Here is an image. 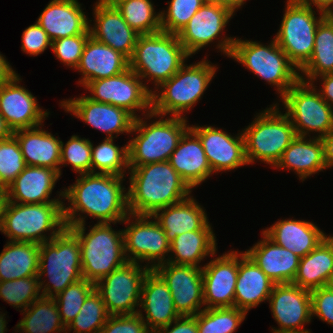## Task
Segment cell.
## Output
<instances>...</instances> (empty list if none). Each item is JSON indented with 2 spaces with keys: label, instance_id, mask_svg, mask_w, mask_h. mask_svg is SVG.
Returning a JSON list of instances; mask_svg holds the SVG:
<instances>
[{
  "label": "cell",
  "instance_id": "53",
  "mask_svg": "<svg viewBox=\"0 0 333 333\" xmlns=\"http://www.w3.org/2000/svg\"><path fill=\"white\" fill-rule=\"evenodd\" d=\"M151 333H198L196 315L180 316L168 326L152 331Z\"/></svg>",
  "mask_w": 333,
  "mask_h": 333
},
{
  "label": "cell",
  "instance_id": "35",
  "mask_svg": "<svg viewBox=\"0 0 333 333\" xmlns=\"http://www.w3.org/2000/svg\"><path fill=\"white\" fill-rule=\"evenodd\" d=\"M333 282V236L329 235L320 244L300 258L293 284L307 290L331 285Z\"/></svg>",
  "mask_w": 333,
  "mask_h": 333
},
{
  "label": "cell",
  "instance_id": "26",
  "mask_svg": "<svg viewBox=\"0 0 333 333\" xmlns=\"http://www.w3.org/2000/svg\"><path fill=\"white\" fill-rule=\"evenodd\" d=\"M78 0H51L36 21L51 41L84 34L89 22Z\"/></svg>",
  "mask_w": 333,
  "mask_h": 333
},
{
  "label": "cell",
  "instance_id": "37",
  "mask_svg": "<svg viewBox=\"0 0 333 333\" xmlns=\"http://www.w3.org/2000/svg\"><path fill=\"white\" fill-rule=\"evenodd\" d=\"M215 238L213 230H196L182 233L170 242V252L174 256H168L166 260L176 265L198 267L206 256H215L217 250Z\"/></svg>",
  "mask_w": 333,
  "mask_h": 333
},
{
  "label": "cell",
  "instance_id": "4",
  "mask_svg": "<svg viewBox=\"0 0 333 333\" xmlns=\"http://www.w3.org/2000/svg\"><path fill=\"white\" fill-rule=\"evenodd\" d=\"M209 62L204 58L196 64H184L170 79L152 91V112L144 114L145 119L160 115L165 117L167 114L183 117V112L190 111L216 74L218 67Z\"/></svg>",
  "mask_w": 333,
  "mask_h": 333
},
{
  "label": "cell",
  "instance_id": "43",
  "mask_svg": "<svg viewBox=\"0 0 333 333\" xmlns=\"http://www.w3.org/2000/svg\"><path fill=\"white\" fill-rule=\"evenodd\" d=\"M105 303L94 289L85 299L78 315L66 328V332L100 333L109 317Z\"/></svg>",
  "mask_w": 333,
  "mask_h": 333
},
{
  "label": "cell",
  "instance_id": "7",
  "mask_svg": "<svg viewBox=\"0 0 333 333\" xmlns=\"http://www.w3.org/2000/svg\"><path fill=\"white\" fill-rule=\"evenodd\" d=\"M44 275L50 279L46 284L45 280L40 281ZM38 278L41 296L51 298L83 279L80 242L68 227L50 241L40 244Z\"/></svg>",
  "mask_w": 333,
  "mask_h": 333
},
{
  "label": "cell",
  "instance_id": "20",
  "mask_svg": "<svg viewBox=\"0 0 333 333\" xmlns=\"http://www.w3.org/2000/svg\"><path fill=\"white\" fill-rule=\"evenodd\" d=\"M202 275L204 308L234 307L238 251L233 250L211 260L202 267Z\"/></svg>",
  "mask_w": 333,
  "mask_h": 333
},
{
  "label": "cell",
  "instance_id": "27",
  "mask_svg": "<svg viewBox=\"0 0 333 333\" xmlns=\"http://www.w3.org/2000/svg\"><path fill=\"white\" fill-rule=\"evenodd\" d=\"M263 239L245 253L275 283H293L300 257L292 251L277 245L263 231Z\"/></svg>",
  "mask_w": 333,
  "mask_h": 333
},
{
  "label": "cell",
  "instance_id": "54",
  "mask_svg": "<svg viewBox=\"0 0 333 333\" xmlns=\"http://www.w3.org/2000/svg\"><path fill=\"white\" fill-rule=\"evenodd\" d=\"M321 77V78H320ZM322 79V88L318 91L321 94V97L330 105L333 109V73H327L317 77Z\"/></svg>",
  "mask_w": 333,
  "mask_h": 333
},
{
  "label": "cell",
  "instance_id": "2",
  "mask_svg": "<svg viewBox=\"0 0 333 333\" xmlns=\"http://www.w3.org/2000/svg\"><path fill=\"white\" fill-rule=\"evenodd\" d=\"M128 172L127 205L132 214L153 215L188 198L192 192L169 161L129 167Z\"/></svg>",
  "mask_w": 333,
  "mask_h": 333
},
{
  "label": "cell",
  "instance_id": "22",
  "mask_svg": "<svg viewBox=\"0 0 333 333\" xmlns=\"http://www.w3.org/2000/svg\"><path fill=\"white\" fill-rule=\"evenodd\" d=\"M233 15L226 7L205 2L177 34L187 54H196L201 48L219 39Z\"/></svg>",
  "mask_w": 333,
  "mask_h": 333
},
{
  "label": "cell",
  "instance_id": "34",
  "mask_svg": "<svg viewBox=\"0 0 333 333\" xmlns=\"http://www.w3.org/2000/svg\"><path fill=\"white\" fill-rule=\"evenodd\" d=\"M313 137L307 139L303 136H296L274 168L293 170L302 181L318 171L327 169L323 142L321 138Z\"/></svg>",
  "mask_w": 333,
  "mask_h": 333
},
{
  "label": "cell",
  "instance_id": "49",
  "mask_svg": "<svg viewBox=\"0 0 333 333\" xmlns=\"http://www.w3.org/2000/svg\"><path fill=\"white\" fill-rule=\"evenodd\" d=\"M89 36L88 29L84 34L53 40L51 49L58 60L69 68L76 69Z\"/></svg>",
  "mask_w": 333,
  "mask_h": 333
},
{
  "label": "cell",
  "instance_id": "57",
  "mask_svg": "<svg viewBox=\"0 0 333 333\" xmlns=\"http://www.w3.org/2000/svg\"><path fill=\"white\" fill-rule=\"evenodd\" d=\"M16 72L13 70L12 66L5 59V57L0 53V85L8 82Z\"/></svg>",
  "mask_w": 333,
  "mask_h": 333
},
{
  "label": "cell",
  "instance_id": "60",
  "mask_svg": "<svg viewBox=\"0 0 333 333\" xmlns=\"http://www.w3.org/2000/svg\"><path fill=\"white\" fill-rule=\"evenodd\" d=\"M8 203V196L6 195H0V228L3 222L4 212L6 205Z\"/></svg>",
  "mask_w": 333,
  "mask_h": 333
},
{
  "label": "cell",
  "instance_id": "31",
  "mask_svg": "<svg viewBox=\"0 0 333 333\" xmlns=\"http://www.w3.org/2000/svg\"><path fill=\"white\" fill-rule=\"evenodd\" d=\"M152 218L159 223L169 242L185 232L212 230L203 206L191 196L157 210Z\"/></svg>",
  "mask_w": 333,
  "mask_h": 333
},
{
  "label": "cell",
  "instance_id": "14",
  "mask_svg": "<svg viewBox=\"0 0 333 333\" xmlns=\"http://www.w3.org/2000/svg\"><path fill=\"white\" fill-rule=\"evenodd\" d=\"M84 88L91 93L88 98L127 110L135 118L136 111L152 112V90L130 68L118 75L92 80Z\"/></svg>",
  "mask_w": 333,
  "mask_h": 333
},
{
  "label": "cell",
  "instance_id": "58",
  "mask_svg": "<svg viewBox=\"0 0 333 333\" xmlns=\"http://www.w3.org/2000/svg\"><path fill=\"white\" fill-rule=\"evenodd\" d=\"M246 0H204L206 3H212L228 8L231 12L235 13L236 9L240 8Z\"/></svg>",
  "mask_w": 333,
  "mask_h": 333
},
{
  "label": "cell",
  "instance_id": "9",
  "mask_svg": "<svg viewBox=\"0 0 333 333\" xmlns=\"http://www.w3.org/2000/svg\"><path fill=\"white\" fill-rule=\"evenodd\" d=\"M147 124L140 116L135 118L131 133L137 136L128 141L129 167L169 161L184 132L189 128L185 117L172 116Z\"/></svg>",
  "mask_w": 333,
  "mask_h": 333
},
{
  "label": "cell",
  "instance_id": "36",
  "mask_svg": "<svg viewBox=\"0 0 333 333\" xmlns=\"http://www.w3.org/2000/svg\"><path fill=\"white\" fill-rule=\"evenodd\" d=\"M40 244L8 241L0 254V282L38 276Z\"/></svg>",
  "mask_w": 333,
  "mask_h": 333
},
{
  "label": "cell",
  "instance_id": "64",
  "mask_svg": "<svg viewBox=\"0 0 333 333\" xmlns=\"http://www.w3.org/2000/svg\"><path fill=\"white\" fill-rule=\"evenodd\" d=\"M333 20V13L328 15Z\"/></svg>",
  "mask_w": 333,
  "mask_h": 333
},
{
  "label": "cell",
  "instance_id": "42",
  "mask_svg": "<svg viewBox=\"0 0 333 333\" xmlns=\"http://www.w3.org/2000/svg\"><path fill=\"white\" fill-rule=\"evenodd\" d=\"M246 315L236 307L203 308L196 315L198 333H234Z\"/></svg>",
  "mask_w": 333,
  "mask_h": 333
},
{
  "label": "cell",
  "instance_id": "55",
  "mask_svg": "<svg viewBox=\"0 0 333 333\" xmlns=\"http://www.w3.org/2000/svg\"><path fill=\"white\" fill-rule=\"evenodd\" d=\"M324 146V160L326 167H333V131L321 138Z\"/></svg>",
  "mask_w": 333,
  "mask_h": 333
},
{
  "label": "cell",
  "instance_id": "56",
  "mask_svg": "<svg viewBox=\"0 0 333 333\" xmlns=\"http://www.w3.org/2000/svg\"><path fill=\"white\" fill-rule=\"evenodd\" d=\"M298 2L302 3L303 5L309 6H316L317 11H321L326 15L333 13V0H297ZM313 4V5H312Z\"/></svg>",
  "mask_w": 333,
  "mask_h": 333
},
{
  "label": "cell",
  "instance_id": "24",
  "mask_svg": "<svg viewBox=\"0 0 333 333\" xmlns=\"http://www.w3.org/2000/svg\"><path fill=\"white\" fill-rule=\"evenodd\" d=\"M140 308L145 310L146 318L142 315V309L138 313L151 332L168 326L180 317L169 287L152 269L146 274L142 285Z\"/></svg>",
  "mask_w": 333,
  "mask_h": 333
},
{
  "label": "cell",
  "instance_id": "32",
  "mask_svg": "<svg viewBox=\"0 0 333 333\" xmlns=\"http://www.w3.org/2000/svg\"><path fill=\"white\" fill-rule=\"evenodd\" d=\"M41 126L14 131L13 136L19 143L27 166L47 167L60 174L62 141Z\"/></svg>",
  "mask_w": 333,
  "mask_h": 333
},
{
  "label": "cell",
  "instance_id": "11",
  "mask_svg": "<svg viewBox=\"0 0 333 333\" xmlns=\"http://www.w3.org/2000/svg\"><path fill=\"white\" fill-rule=\"evenodd\" d=\"M313 83L298 80L282 97L285 114L291 120L296 136L318 132L322 138L333 131V109L316 91Z\"/></svg>",
  "mask_w": 333,
  "mask_h": 333
},
{
  "label": "cell",
  "instance_id": "17",
  "mask_svg": "<svg viewBox=\"0 0 333 333\" xmlns=\"http://www.w3.org/2000/svg\"><path fill=\"white\" fill-rule=\"evenodd\" d=\"M171 292L176 311L180 316H195L204 305L203 275L201 266L176 265L169 262L153 269Z\"/></svg>",
  "mask_w": 333,
  "mask_h": 333
},
{
  "label": "cell",
  "instance_id": "6",
  "mask_svg": "<svg viewBox=\"0 0 333 333\" xmlns=\"http://www.w3.org/2000/svg\"><path fill=\"white\" fill-rule=\"evenodd\" d=\"M111 223H98L85 234V224L68 227L80 242L82 277L94 284L123 266V230L114 231Z\"/></svg>",
  "mask_w": 333,
  "mask_h": 333
},
{
  "label": "cell",
  "instance_id": "39",
  "mask_svg": "<svg viewBox=\"0 0 333 333\" xmlns=\"http://www.w3.org/2000/svg\"><path fill=\"white\" fill-rule=\"evenodd\" d=\"M23 314L25 316L17 323L15 330H22L23 333H67L55 298L40 296Z\"/></svg>",
  "mask_w": 333,
  "mask_h": 333
},
{
  "label": "cell",
  "instance_id": "8",
  "mask_svg": "<svg viewBox=\"0 0 333 333\" xmlns=\"http://www.w3.org/2000/svg\"><path fill=\"white\" fill-rule=\"evenodd\" d=\"M64 202L6 205L0 231L9 241L42 244L56 237L65 227ZM50 231V236L45 232ZM52 231V232H51Z\"/></svg>",
  "mask_w": 333,
  "mask_h": 333
},
{
  "label": "cell",
  "instance_id": "21",
  "mask_svg": "<svg viewBox=\"0 0 333 333\" xmlns=\"http://www.w3.org/2000/svg\"><path fill=\"white\" fill-rule=\"evenodd\" d=\"M201 140L206 157L214 174L248 165L242 132L232 136L212 126H190Z\"/></svg>",
  "mask_w": 333,
  "mask_h": 333
},
{
  "label": "cell",
  "instance_id": "33",
  "mask_svg": "<svg viewBox=\"0 0 333 333\" xmlns=\"http://www.w3.org/2000/svg\"><path fill=\"white\" fill-rule=\"evenodd\" d=\"M263 232L277 245L300 258L305 257L327 237L313 222L295 219L277 221Z\"/></svg>",
  "mask_w": 333,
  "mask_h": 333
},
{
  "label": "cell",
  "instance_id": "62",
  "mask_svg": "<svg viewBox=\"0 0 333 333\" xmlns=\"http://www.w3.org/2000/svg\"><path fill=\"white\" fill-rule=\"evenodd\" d=\"M9 186L4 182L3 178L0 175V194L6 195L8 193Z\"/></svg>",
  "mask_w": 333,
  "mask_h": 333
},
{
  "label": "cell",
  "instance_id": "1",
  "mask_svg": "<svg viewBox=\"0 0 333 333\" xmlns=\"http://www.w3.org/2000/svg\"><path fill=\"white\" fill-rule=\"evenodd\" d=\"M123 178L101 173L80 174L76 183L63 189V199L70 203L68 207L63 203L66 227L85 224L86 217L80 212L99 220L98 223H121L129 215Z\"/></svg>",
  "mask_w": 333,
  "mask_h": 333
},
{
  "label": "cell",
  "instance_id": "45",
  "mask_svg": "<svg viewBox=\"0 0 333 333\" xmlns=\"http://www.w3.org/2000/svg\"><path fill=\"white\" fill-rule=\"evenodd\" d=\"M94 289L95 284L83 278L54 297L62 323L66 328L78 315L85 299Z\"/></svg>",
  "mask_w": 333,
  "mask_h": 333
},
{
  "label": "cell",
  "instance_id": "29",
  "mask_svg": "<svg viewBox=\"0 0 333 333\" xmlns=\"http://www.w3.org/2000/svg\"><path fill=\"white\" fill-rule=\"evenodd\" d=\"M169 162L192 190L213 173L201 140L190 127L182 135Z\"/></svg>",
  "mask_w": 333,
  "mask_h": 333
},
{
  "label": "cell",
  "instance_id": "16",
  "mask_svg": "<svg viewBox=\"0 0 333 333\" xmlns=\"http://www.w3.org/2000/svg\"><path fill=\"white\" fill-rule=\"evenodd\" d=\"M268 301L279 325L272 333H310L303 328L312 319L310 290L293 283L275 284Z\"/></svg>",
  "mask_w": 333,
  "mask_h": 333
},
{
  "label": "cell",
  "instance_id": "10",
  "mask_svg": "<svg viewBox=\"0 0 333 333\" xmlns=\"http://www.w3.org/2000/svg\"><path fill=\"white\" fill-rule=\"evenodd\" d=\"M277 104L258 113L252 123L242 130L248 164L260 160L274 167L296 137L291 120L279 111Z\"/></svg>",
  "mask_w": 333,
  "mask_h": 333
},
{
  "label": "cell",
  "instance_id": "12",
  "mask_svg": "<svg viewBox=\"0 0 333 333\" xmlns=\"http://www.w3.org/2000/svg\"><path fill=\"white\" fill-rule=\"evenodd\" d=\"M286 6L280 29L274 38L289 61L300 70L312 56L316 29L326 14L319 11L318 18L311 7L297 0H287Z\"/></svg>",
  "mask_w": 333,
  "mask_h": 333
},
{
  "label": "cell",
  "instance_id": "48",
  "mask_svg": "<svg viewBox=\"0 0 333 333\" xmlns=\"http://www.w3.org/2000/svg\"><path fill=\"white\" fill-rule=\"evenodd\" d=\"M26 166L19 143L14 136L0 141V175L8 186Z\"/></svg>",
  "mask_w": 333,
  "mask_h": 333
},
{
  "label": "cell",
  "instance_id": "15",
  "mask_svg": "<svg viewBox=\"0 0 333 333\" xmlns=\"http://www.w3.org/2000/svg\"><path fill=\"white\" fill-rule=\"evenodd\" d=\"M130 217L135 218V221H131ZM150 219L152 215L129 213L122 223H130L126 229H123L124 254L127 261L136 263L145 261L146 267L153 270L167 262L165 256L170 253V242L156 219L154 221Z\"/></svg>",
  "mask_w": 333,
  "mask_h": 333
},
{
  "label": "cell",
  "instance_id": "51",
  "mask_svg": "<svg viewBox=\"0 0 333 333\" xmlns=\"http://www.w3.org/2000/svg\"><path fill=\"white\" fill-rule=\"evenodd\" d=\"M312 317L316 316L333 327V286H325L310 291Z\"/></svg>",
  "mask_w": 333,
  "mask_h": 333
},
{
  "label": "cell",
  "instance_id": "28",
  "mask_svg": "<svg viewBox=\"0 0 333 333\" xmlns=\"http://www.w3.org/2000/svg\"><path fill=\"white\" fill-rule=\"evenodd\" d=\"M128 69L126 56L89 36L75 70L82 73L83 77L78 82L84 87L92 80L115 76Z\"/></svg>",
  "mask_w": 333,
  "mask_h": 333
},
{
  "label": "cell",
  "instance_id": "59",
  "mask_svg": "<svg viewBox=\"0 0 333 333\" xmlns=\"http://www.w3.org/2000/svg\"><path fill=\"white\" fill-rule=\"evenodd\" d=\"M13 136V131L5 121L4 117L0 114V141L9 139Z\"/></svg>",
  "mask_w": 333,
  "mask_h": 333
},
{
  "label": "cell",
  "instance_id": "47",
  "mask_svg": "<svg viewBox=\"0 0 333 333\" xmlns=\"http://www.w3.org/2000/svg\"><path fill=\"white\" fill-rule=\"evenodd\" d=\"M204 3V0H171L167 11L160 12L161 31L177 35Z\"/></svg>",
  "mask_w": 333,
  "mask_h": 333
},
{
  "label": "cell",
  "instance_id": "38",
  "mask_svg": "<svg viewBox=\"0 0 333 333\" xmlns=\"http://www.w3.org/2000/svg\"><path fill=\"white\" fill-rule=\"evenodd\" d=\"M327 73H333V20L328 15L317 26L312 56L299 70V78L314 83L318 76Z\"/></svg>",
  "mask_w": 333,
  "mask_h": 333
},
{
  "label": "cell",
  "instance_id": "5",
  "mask_svg": "<svg viewBox=\"0 0 333 333\" xmlns=\"http://www.w3.org/2000/svg\"><path fill=\"white\" fill-rule=\"evenodd\" d=\"M190 56L179 41L178 35L159 31L138 37L129 68L142 80H153L157 89L170 79Z\"/></svg>",
  "mask_w": 333,
  "mask_h": 333
},
{
  "label": "cell",
  "instance_id": "13",
  "mask_svg": "<svg viewBox=\"0 0 333 333\" xmlns=\"http://www.w3.org/2000/svg\"><path fill=\"white\" fill-rule=\"evenodd\" d=\"M140 264L127 261L95 283V290L103 299L109 315L139 312L142 285L146 274L151 270Z\"/></svg>",
  "mask_w": 333,
  "mask_h": 333
},
{
  "label": "cell",
  "instance_id": "50",
  "mask_svg": "<svg viewBox=\"0 0 333 333\" xmlns=\"http://www.w3.org/2000/svg\"><path fill=\"white\" fill-rule=\"evenodd\" d=\"M100 333H151L139 313L110 315Z\"/></svg>",
  "mask_w": 333,
  "mask_h": 333
},
{
  "label": "cell",
  "instance_id": "3",
  "mask_svg": "<svg viewBox=\"0 0 333 333\" xmlns=\"http://www.w3.org/2000/svg\"><path fill=\"white\" fill-rule=\"evenodd\" d=\"M216 48L245 65L268 84L276 86L281 97L300 79L299 70L289 61L275 38L269 45H262L257 41L223 37Z\"/></svg>",
  "mask_w": 333,
  "mask_h": 333
},
{
  "label": "cell",
  "instance_id": "52",
  "mask_svg": "<svg viewBox=\"0 0 333 333\" xmlns=\"http://www.w3.org/2000/svg\"><path fill=\"white\" fill-rule=\"evenodd\" d=\"M21 44L23 52L38 56V54L43 53L48 46L51 47L52 41L46 31L36 22L23 31Z\"/></svg>",
  "mask_w": 333,
  "mask_h": 333
},
{
  "label": "cell",
  "instance_id": "25",
  "mask_svg": "<svg viewBox=\"0 0 333 333\" xmlns=\"http://www.w3.org/2000/svg\"><path fill=\"white\" fill-rule=\"evenodd\" d=\"M59 178V172L54 169L26 166L9 185L8 201L21 204L63 202L60 196L64 197V191L59 192V198L49 199Z\"/></svg>",
  "mask_w": 333,
  "mask_h": 333
},
{
  "label": "cell",
  "instance_id": "44",
  "mask_svg": "<svg viewBox=\"0 0 333 333\" xmlns=\"http://www.w3.org/2000/svg\"><path fill=\"white\" fill-rule=\"evenodd\" d=\"M40 293L38 276L0 282V298L13 307L21 308L20 312L37 300Z\"/></svg>",
  "mask_w": 333,
  "mask_h": 333
},
{
  "label": "cell",
  "instance_id": "18",
  "mask_svg": "<svg viewBox=\"0 0 333 333\" xmlns=\"http://www.w3.org/2000/svg\"><path fill=\"white\" fill-rule=\"evenodd\" d=\"M61 107L94 129L107 134L105 138H116L119 134L132 131L135 117L127 110L102 102L86 95L61 101ZM113 134H116L114 137Z\"/></svg>",
  "mask_w": 333,
  "mask_h": 333
},
{
  "label": "cell",
  "instance_id": "46",
  "mask_svg": "<svg viewBox=\"0 0 333 333\" xmlns=\"http://www.w3.org/2000/svg\"><path fill=\"white\" fill-rule=\"evenodd\" d=\"M61 164L71 165L72 170L80 174L92 173V151L91 141L72 135L66 144H61L60 176Z\"/></svg>",
  "mask_w": 333,
  "mask_h": 333
},
{
  "label": "cell",
  "instance_id": "40",
  "mask_svg": "<svg viewBox=\"0 0 333 333\" xmlns=\"http://www.w3.org/2000/svg\"><path fill=\"white\" fill-rule=\"evenodd\" d=\"M92 151V173L111 174L124 177L128 164V145L119 147L114 144L113 138H105ZM98 170V171H95ZM100 171V172H99Z\"/></svg>",
  "mask_w": 333,
  "mask_h": 333
},
{
  "label": "cell",
  "instance_id": "61",
  "mask_svg": "<svg viewBox=\"0 0 333 333\" xmlns=\"http://www.w3.org/2000/svg\"><path fill=\"white\" fill-rule=\"evenodd\" d=\"M127 0H98L96 2L99 5L106 6V7H117L119 4Z\"/></svg>",
  "mask_w": 333,
  "mask_h": 333
},
{
  "label": "cell",
  "instance_id": "19",
  "mask_svg": "<svg viewBox=\"0 0 333 333\" xmlns=\"http://www.w3.org/2000/svg\"><path fill=\"white\" fill-rule=\"evenodd\" d=\"M20 80L16 73L0 85V114L13 132L42 125L49 115L39 107L36 97L19 85Z\"/></svg>",
  "mask_w": 333,
  "mask_h": 333
},
{
  "label": "cell",
  "instance_id": "41",
  "mask_svg": "<svg viewBox=\"0 0 333 333\" xmlns=\"http://www.w3.org/2000/svg\"><path fill=\"white\" fill-rule=\"evenodd\" d=\"M151 0H127L116 8L127 24L140 35L161 31V14Z\"/></svg>",
  "mask_w": 333,
  "mask_h": 333
},
{
  "label": "cell",
  "instance_id": "63",
  "mask_svg": "<svg viewBox=\"0 0 333 333\" xmlns=\"http://www.w3.org/2000/svg\"><path fill=\"white\" fill-rule=\"evenodd\" d=\"M1 313V312H0ZM5 316V313L4 314H0V333H5V331H7L6 330V320H5V318L6 317H4Z\"/></svg>",
  "mask_w": 333,
  "mask_h": 333
},
{
  "label": "cell",
  "instance_id": "23",
  "mask_svg": "<svg viewBox=\"0 0 333 333\" xmlns=\"http://www.w3.org/2000/svg\"><path fill=\"white\" fill-rule=\"evenodd\" d=\"M95 4L96 23L94 27L89 24L90 36L130 59L140 34L127 24L116 7Z\"/></svg>",
  "mask_w": 333,
  "mask_h": 333
},
{
  "label": "cell",
  "instance_id": "30",
  "mask_svg": "<svg viewBox=\"0 0 333 333\" xmlns=\"http://www.w3.org/2000/svg\"><path fill=\"white\" fill-rule=\"evenodd\" d=\"M275 283L245 253H238V277L235 286L234 307L248 311L268 301Z\"/></svg>",
  "mask_w": 333,
  "mask_h": 333
}]
</instances>
